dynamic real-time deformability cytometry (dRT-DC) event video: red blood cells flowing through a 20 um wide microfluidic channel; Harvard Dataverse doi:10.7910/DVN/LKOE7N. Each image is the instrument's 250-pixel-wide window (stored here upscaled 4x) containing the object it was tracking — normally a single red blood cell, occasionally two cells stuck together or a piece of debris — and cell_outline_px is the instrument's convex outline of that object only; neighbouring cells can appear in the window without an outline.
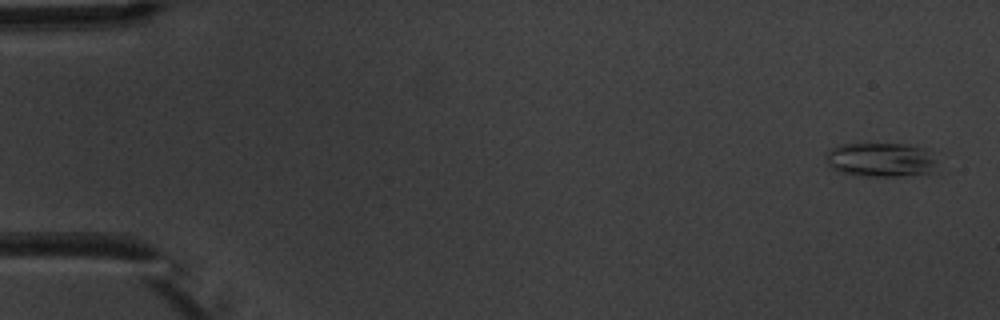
{"species": "common noctule bat (a hibernating species)", "species_latin": "Nyctalus noctula", "temperature_condition": "warm", "stored_images_in_passage": 6, "camera_frame_rate_fps": 3000, "um_per_image_px": 0.085, "animal": {"sex": "male", "body_mass_g": 20.1, "forearm_length_mm": 53.5}, "frame": {"image": 1, "passage_image": 1, "time_ms": 0.0, "image_size_px": [1000, 320], "cell_outline_px": [[936, 160], [932, 172], [896, 176], [868, 176], [840, 172], [832, 168], [828, 164], [824, 156], [824, 152], [832, 148], [844, 144], [904, 144], [924, 148], [932, 152]], "centroid_in_image_um": [74.84, 13.57], "position_along_channel_um": 10.2, "area_um2": 22.08}}